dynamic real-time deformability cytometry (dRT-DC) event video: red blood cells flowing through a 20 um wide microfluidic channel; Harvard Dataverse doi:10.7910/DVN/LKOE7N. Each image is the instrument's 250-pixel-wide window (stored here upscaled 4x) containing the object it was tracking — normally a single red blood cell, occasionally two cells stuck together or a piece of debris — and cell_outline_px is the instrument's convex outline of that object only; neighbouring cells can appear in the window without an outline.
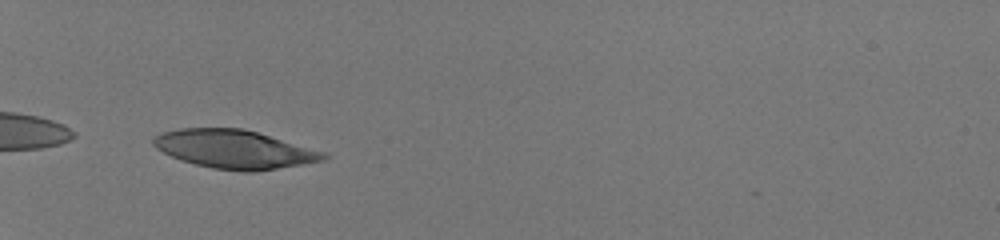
{"species": "human", "species_latin": "Homo sapiens", "temperature_condition": "room temperature", "stored_images_in_passage": 30, "camera_frame_rate_fps": 3000, "um_per_image_px": 0.085, "donor": {"sex": "male"}, "frame": {"image": 1, "passage_image": 1, "time_ms": 0.0, "image_size_px": [1000, 240], "cell_outline_px": [[328, 156], [324, 160], [256, 172], [240, 172], [212, 168], [180, 160], [156, 148], [152, 144], [152, 140], [156, 136], [164, 132], [180, 128], [244, 128], [324, 152]], "centroid_in_image_um": [19.9, 12.69], "position_along_channel_um": 65.1, "area_um2": 37.92}}
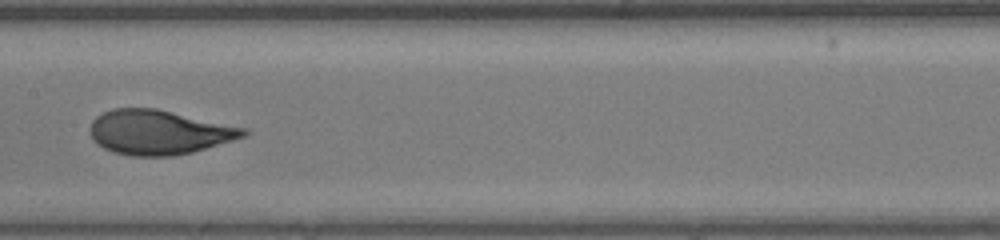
{"frame": {"image": 2, "passage_image": 12, "time_ms": 3.667, "image_size_px": [1000, 240], "cell_outline_px": [[248, 132], [244, 136], [232, 140], [192, 152], [172, 156], [132, 156], [112, 152], [96, 144], [92, 140], [88, 132], [88, 128], [92, 120], [96, 116], [112, 108], [156, 108], [248, 128]], "centroid_in_image_um": [13.45, 11.23], "position_along_channel_um": 194.0, "area_um2": 40.06}}
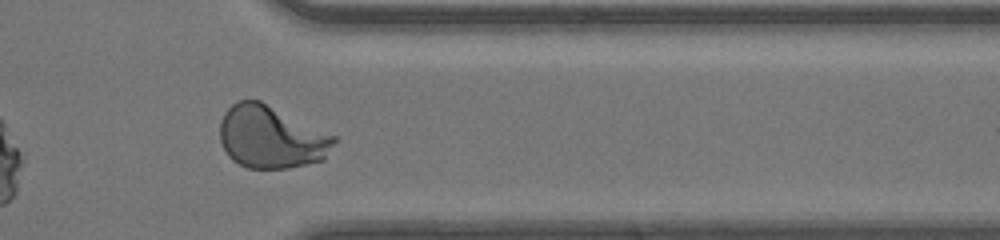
{"frame": {"image": 3, "passage_image": 26, "time_ms": 8.333, "image_size_px": [1000, 240], "cell_outline_px": [[340, 140], [324, 160], [288, 168], [248, 168], [232, 160], [228, 156], [220, 140], [220, 120], [224, 112], [232, 104], [240, 100], [260, 100], [340, 136]], "centroid_in_image_um": [23.13, 11.64], "position_along_channel_um": 388.3, "area_um2": 42.48}, "authors_computed_cell_mechanics": {"area_um2": 39.5641, "velocity_mm_per_s": 4.1603, "shape_relaxation_time_tau1_ms": 3.0393, "shape_relaxation_time_tau2_ms": null, "deformation_change_tau1": 0.1991, "deformation_change_tau2": null}}